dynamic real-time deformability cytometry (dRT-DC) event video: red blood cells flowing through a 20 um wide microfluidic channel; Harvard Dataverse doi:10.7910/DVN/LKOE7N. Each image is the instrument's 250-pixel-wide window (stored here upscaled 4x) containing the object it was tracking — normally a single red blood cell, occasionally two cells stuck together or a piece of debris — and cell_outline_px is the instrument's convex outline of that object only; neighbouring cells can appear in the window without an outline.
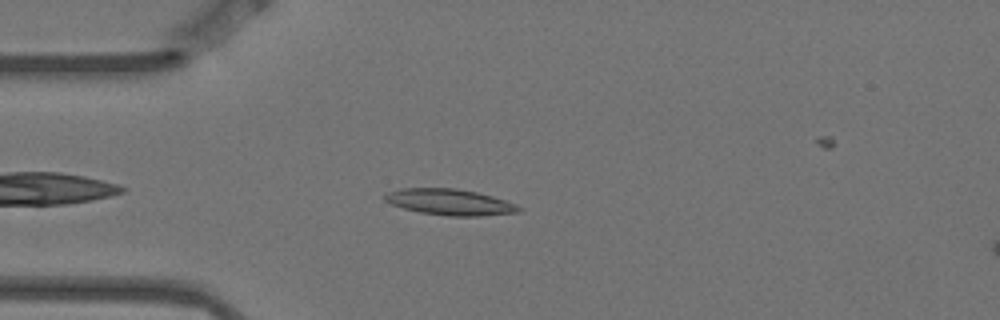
{"species": "Egyptian fruit bat (a non-hibernating species)", "species_latin": "Rousettus aegyptiacus", "temperature_condition": "warm", "stored_images_in_passage": 5, "camera_frame_rate_fps": 3000, "um_per_image_px": 0.085, "animal": {"sex": "female"}, "frame": {"image": 1, "passage_image": 3, "time_ms": 0.667, "image_size_px": [1000, 320], "cell_outline_px": [[524, 208], [520, 212], [480, 216], [448, 216], [420, 212], [404, 208], [392, 204], [384, 200], [384, 196], [388, 192], [400, 188], [456, 188], [476, 192], [492, 196], [516, 204]], "centroid_in_image_um": [38.26, 17.18], "position_along_channel_um": 46.7, "area_um2": 20.35}}
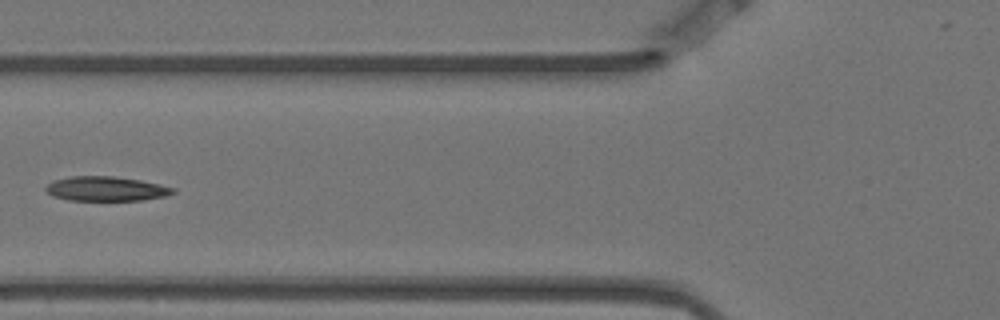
{"frame": {"image": 2, "passage_image": 5, "time_ms": 1.333, "image_size_px": [1000, 320], "cell_outline_px": [[176, 192], [168, 196], [144, 200], [68, 200], [52, 196], [44, 188], [52, 180], [68, 176], [112, 176], [140, 180], [160, 184], [176, 188]], "centroid_in_image_um": [9.03, 16.04], "position_along_channel_um": 116.8, "area_um2": 18.38}}